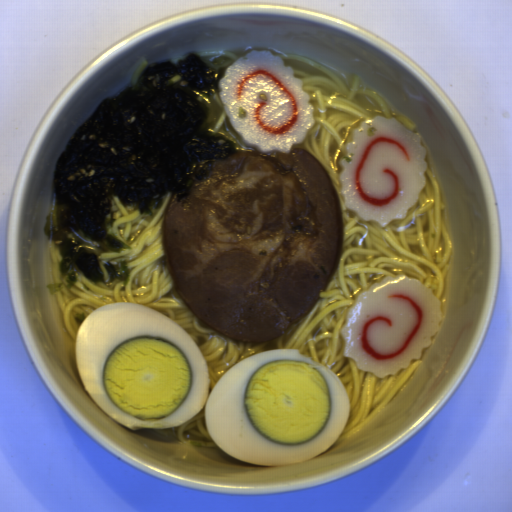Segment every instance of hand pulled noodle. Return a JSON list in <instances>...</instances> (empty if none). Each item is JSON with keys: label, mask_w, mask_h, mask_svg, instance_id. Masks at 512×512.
Segmentation results:
<instances>
[{"label": "hand pulled noodle", "mask_w": 512, "mask_h": 512, "mask_svg": "<svg viewBox=\"0 0 512 512\" xmlns=\"http://www.w3.org/2000/svg\"><path fill=\"white\" fill-rule=\"evenodd\" d=\"M197 55L203 58L212 69H228L233 62L246 54L215 49L201 51Z\"/></svg>", "instance_id": "hand-pulled-noodle-4"}, {"label": "hand pulled noodle", "mask_w": 512, "mask_h": 512, "mask_svg": "<svg viewBox=\"0 0 512 512\" xmlns=\"http://www.w3.org/2000/svg\"><path fill=\"white\" fill-rule=\"evenodd\" d=\"M197 100L207 106L203 120L205 128L220 134L228 142L233 144L236 152L250 151L255 153V149L245 143L241 136L232 127L224 107L221 91L201 93Z\"/></svg>", "instance_id": "hand-pulled-noodle-2"}, {"label": "hand pulled noodle", "mask_w": 512, "mask_h": 512, "mask_svg": "<svg viewBox=\"0 0 512 512\" xmlns=\"http://www.w3.org/2000/svg\"><path fill=\"white\" fill-rule=\"evenodd\" d=\"M148 65L147 61H143L139 67L136 69L135 73H134V76H133V80H132V85H131V88L136 86L139 78H140V75L143 71V69Z\"/></svg>", "instance_id": "hand-pulled-noodle-6"}, {"label": "hand pulled noodle", "mask_w": 512, "mask_h": 512, "mask_svg": "<svg viewBox=\"0 0 512 512\" xmlns=\"http://www.w3.org/2000/svg\"><path fill=\"white\" fill-rule=\"evenodd\" d=\"M280 57L283 65L291 67L293 75L301 79V89L308 94L315 118L306 137L292 149L302 148L318 159L341 207L342 247L336 271L313 307L289 331L267 342L245 343L201 321L180 297L162 245L161 222L175 197L170 193L164 195L162 205L152 214H140L117 196L112 199L111 233L128 248L120 253L107 252L100 260L126 261L127 285H103L78 278L72 287L56 291L55 298L75 343L82 323L106 304L132 303L163 314L199 348L209 373L208 394L229 368L249 356L269 350H293L305 355L336 376L348 392V419L335 444L348 439L383 410L422 364L420 358L411 360L407 369L382 378L357 369L358 362L345 357L341 331L349 308L373 283L396 276L419 280L441 305L446 290L444 276L453 251L444 219L441 183L428 150L424 188L404 218L392 220L384 228L366 222L348 210L342 195L340 161L347 156L356 129L364 121L385 116L400 120L419 134L405 112L388 104L355 76H341L310 58Z\"/></svg>", "instance_id": "hand-pulled-noodle-1"}, {"label": "hand pulled noodle", "mask_w": 512, "mask_h": 512, "mask_svg": "<svg viewBox=\"0 0 512 512\" xmlns=\"http://www.w3.org/2000/svg\"><path fill=\"white\" fill-rule=\"evenodd\" d=\"M49 247H50V255H51V264H52V272L54 284L58 282H62L63 276L61 274L60 266L64 260L57 244L50 237L48 239Z\"/></svg>", "instance_id": "hand-pulled-noodle-5"}, {"label": "hand pulled noodle", "mask_w": 512, "mask_h": 512, "mask_svg": "<svg viewBox=\"0 0 512 512\" xmlns=\"http://www.w3.org/2000/svg\"><path fill=\"white\" fill-rule=\"evenodd\" d=\"M167 439L176 440L201 448L222 449L210 436L204 408L190 420L170 428H152Z\"/></svg>", "instance_id": "hand-pulled-noodle-3"}]
</instances>
